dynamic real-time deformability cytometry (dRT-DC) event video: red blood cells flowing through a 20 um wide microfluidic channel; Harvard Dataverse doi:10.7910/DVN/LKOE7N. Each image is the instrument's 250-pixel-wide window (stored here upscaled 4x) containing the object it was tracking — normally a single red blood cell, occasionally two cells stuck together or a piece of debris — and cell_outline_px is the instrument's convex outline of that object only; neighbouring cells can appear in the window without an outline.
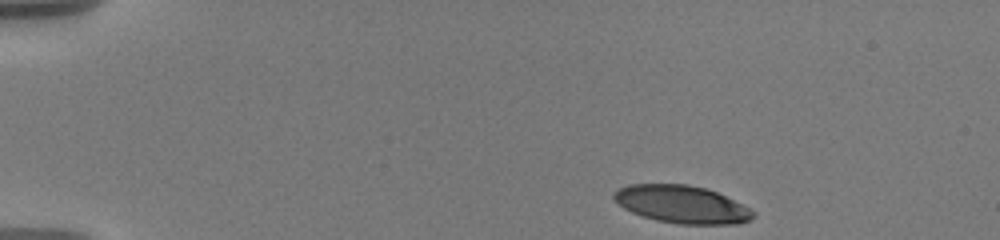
{"species": "human", "species_latin": "Homo sapiens", "temperature_condition": "warm", "stored_images_in_passage": 12, "camera_frame_rate_fps": 3000, "um_per_image_px": 0.085, "donor": {"sex": "male"}, "frame": {"image": 1, "passage_image": 1, "time_ms": 0.0, "image_size_px": [1000, 240], "cell_outline_px": [[756, 216], [752, 220], [740, 224], [680, 224], [656, 220], [632, 212], [624, 208], [612, 196], [612, 192], [628, 184], [688, 184], [704, 188], [716, 192], [756, 212]], "centroid_in_image_um": [57.97, 17.37], "position_along_channel_um": 27.0, "area_um2": 30.4}}
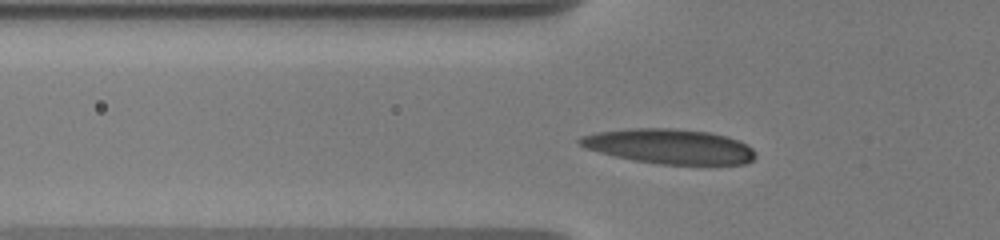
{"frame": {"image": 2, "passage_image": 9, "time_ms": 3.667, "image_size_px": [1000, 240], "cell_outline_px": [[756, 156], [752, 160], [744, 164], [660, 164], [636, 160], [616, 156], [600, 152], [588, 148], [580, 144], [576, 140], [580, 136], [596, 132], [632, 128], [672, 128], [708, 132], [728, 136], [740, 140], [748, 144], [756, 152]], "centroid_in_image_um": [56.95, 12.43], "position_along_channel_um": 68.9, "area_um2": 35.55}}
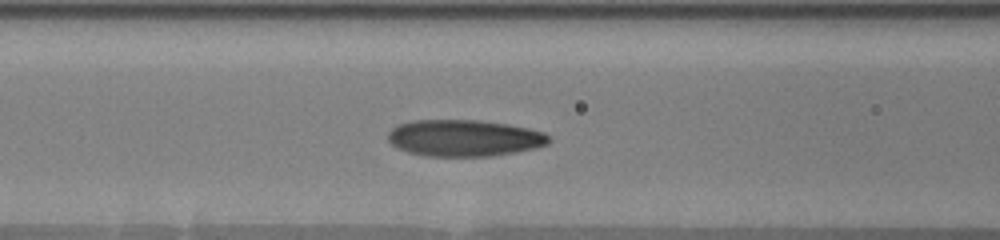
{"frame": {"image": 3, "passage_image": 12, "time_ms": 5.333, "image_size_px": [1000, 240], "cell_outline_px": [[552, 140], [548, 144], [536, 148], [492, 156], [424, 156], [408, 152], [396, 148], [388, 140], [388, 132], [396, 124], [412, 120], [480, 120], [508, 124], [528, 128], [544, 132]], "centroid_in_image_um": [39.44, 11.73], "position_along_channel_um": 127.2, "area_um2": 34.62}}